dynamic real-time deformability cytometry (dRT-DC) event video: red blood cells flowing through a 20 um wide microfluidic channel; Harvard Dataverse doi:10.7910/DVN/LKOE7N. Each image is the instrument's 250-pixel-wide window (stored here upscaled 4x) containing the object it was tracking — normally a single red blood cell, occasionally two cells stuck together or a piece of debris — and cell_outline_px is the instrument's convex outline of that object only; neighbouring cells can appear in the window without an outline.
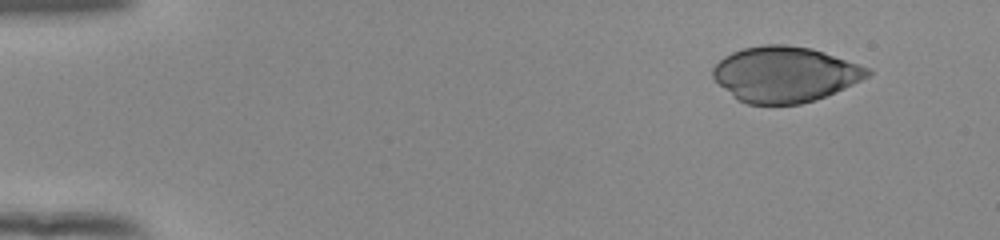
{"species": "human", "species_latin": "Homo sapiens", "temperature_condition": "room temperature", "stored_images_in_passage": 48, "camera_frame_rate_fps": 3000, "um_per_image_px": 0.085, "donor": {"sex": "female"}, "frame": {"image": 1, "passage_image": 1, "time_ms": 0.0, "image_size_px": [1000, 240], "cell_outline_px": [[872, 72], [868, 76], [844, 88], [824, 96], [800, 104], [748, 104], [732, 96], [712, 76], [712, 68], [724, 56], [732, 52], [744, 48], [764, 44], [788, 44], [812, 48], [824, 52], [868, 68]], "centroid_in_image_um": [66.68, 6.3], "position_along_channel_um": 18.3, "area_um2": 49.53}}